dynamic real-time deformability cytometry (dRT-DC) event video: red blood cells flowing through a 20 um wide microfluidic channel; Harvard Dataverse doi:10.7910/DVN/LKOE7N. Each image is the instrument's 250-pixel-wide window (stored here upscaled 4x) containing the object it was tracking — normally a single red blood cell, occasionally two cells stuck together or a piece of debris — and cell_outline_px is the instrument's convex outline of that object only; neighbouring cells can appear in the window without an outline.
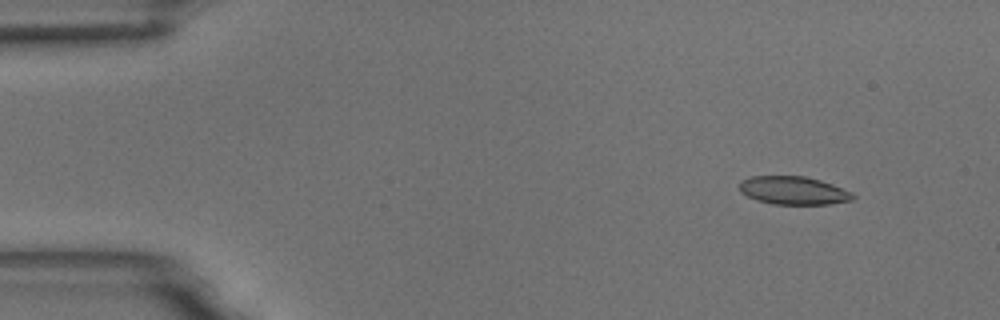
{"species": "common noctule bat (a hibernating species)", "species_latin": "Nyctalus noctula", "temperature_condition": "room temperature", "stored_images_in_passage": 51, "camera_frame_rate_fps": 3000, "um_per_image_px": 0.085, "animal": {"sex": "male", "body_mass_g": 18.8}, "frame": {"image": 1, "passage_image": 1, "time_ms": 0.0, "image_size_px": [1000, 320], "cell_outline_px": [[856, 196], [852, 200], [828, 204], [772, 204], [756, 200], [740, 192], [740, 180], [752, 176], [804, 176], [820, 180], [832, 184], [852, 192]], "centroid_in_image_um": [67.43, 16.19], "position_along_channel_um": 17.6, "area_um2": 18.61}}
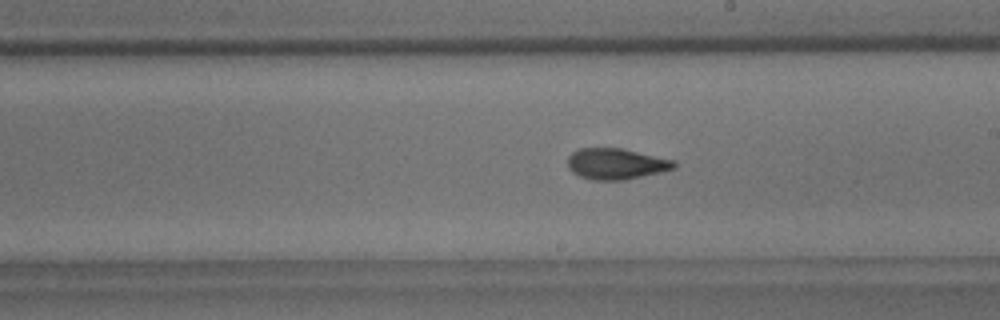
{"frame": {"image": 2, "passage_image": 27, "time_ms": 8.667, "image_size_px": [1000, 320], "cell_outline_px": [[676, 168], [660, 172], [624, 180], [592, 180], [580, 176], [572, 172], [568, 168], [568, 156], [572, 152], [580, 148], [620, 148], [676, 160]], "centroid_in_image_um": [52.37, 13.92], "position_along_channel_um": 236.6, "area_um2": 19.25}}
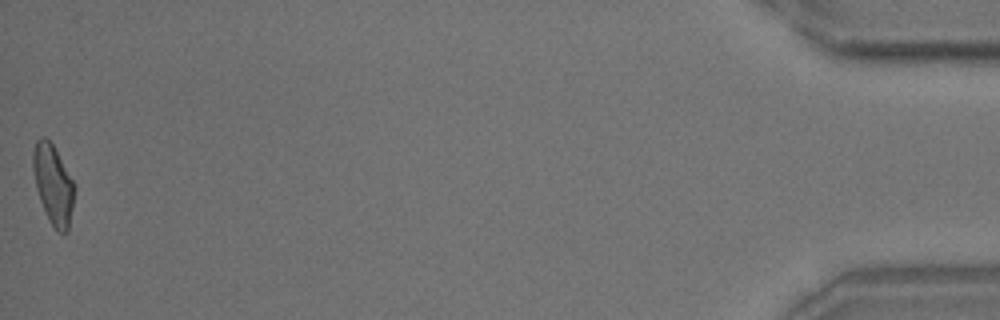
{"frame": {"image": 3, "passage_image": 51, "time_ms": 16.667, "image_size_px": [1000, 320], "cell_outline_px": [[76, 188], [68, 232], [56, 232], [40, 200], [36, 188], [32, 168], [32, 152], [36, 140], [40, 136], [44, 136], [52, 144], [72, 180]], "centroid_in_image_um": [4.51, 15.67], "position_along_channel_um": 430.7, "area_um2": 19.02}, "authors_computed_cell_mechanics": {"area_um2": 19.074, "velocity_mm_per_s": 3.6371, "shape_relaxation_time_tau1_ms": 5.8729, "shape_relaxation_time_tau2_ms": 2.3707, "deformation_change_tau1": 0.1695, "deformation_change_tau2": 0.0779}}